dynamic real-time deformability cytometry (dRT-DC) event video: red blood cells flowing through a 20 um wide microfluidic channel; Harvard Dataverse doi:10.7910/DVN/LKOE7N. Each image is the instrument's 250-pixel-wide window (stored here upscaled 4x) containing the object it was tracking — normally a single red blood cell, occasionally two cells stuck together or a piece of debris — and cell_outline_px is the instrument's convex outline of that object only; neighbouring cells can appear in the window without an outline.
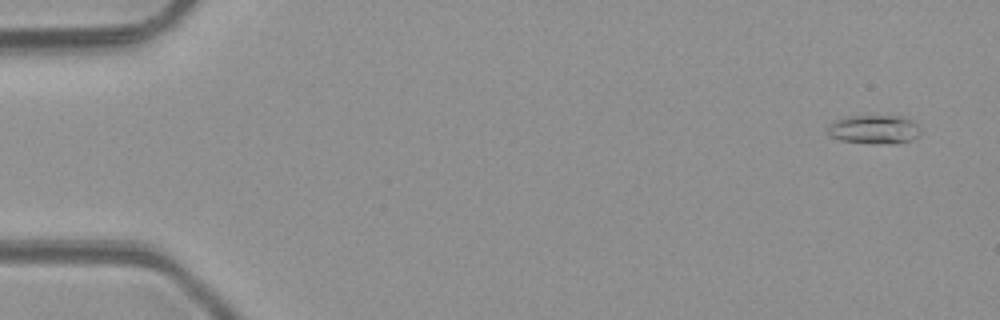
{"species": "common noctule bat (a hibernating species)", "species_latin": "Nyctalus noctula", "temperature_condition": "room temperature", "stored_images_in_passage": 7, "camera_frame_rate_fps": 3000, "um_per_image_px": 0.085, "animal": {"sex": "male", "body_mass_g": 23.1, "forearm_length_mm": 52.7}, "frame": {"image": 1, "passage_image": 1, "time_ms": 0.0, "image_size_px": [1000, 320], "cell_outline_px": [[920, 136], [912, 140], [892, 144], [840, 140], [828, 136], [828, 128], [836, 120], [844, 116], [900, 116], [916, 124], [920, 132]], "centroid_in_image_um": [74.3, 11.0], "position_along_channel_um": 10.7, "area_um2": 15.32}}
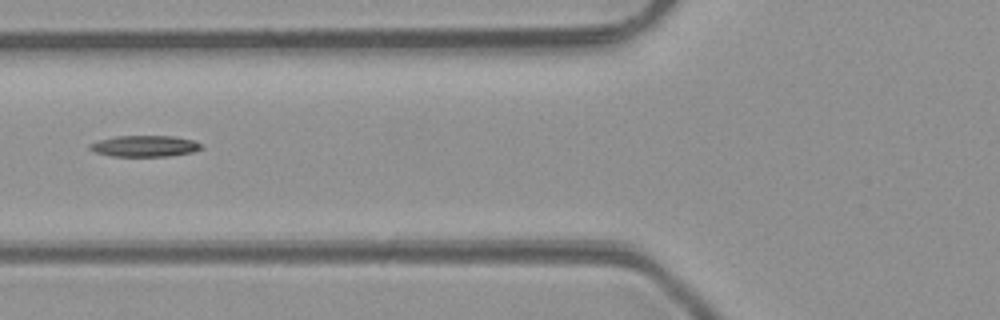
{"frame": {"image": 2, "passage_image": 5, "time_ms": 5.667, "image_size_px": [1000, 320], "cell_outline_px": [[204, 148], [192, 152], [168, 156], [112, 156], [96, 152], [88, 148], [88, 144], [100, 140], [116, 136], [172, 136], [192, 140], [200, 144]], "centroid_in_image_um": [12.29, 12.42], "position_along_channel_um": 113.5, "area_um2": 13.64}}
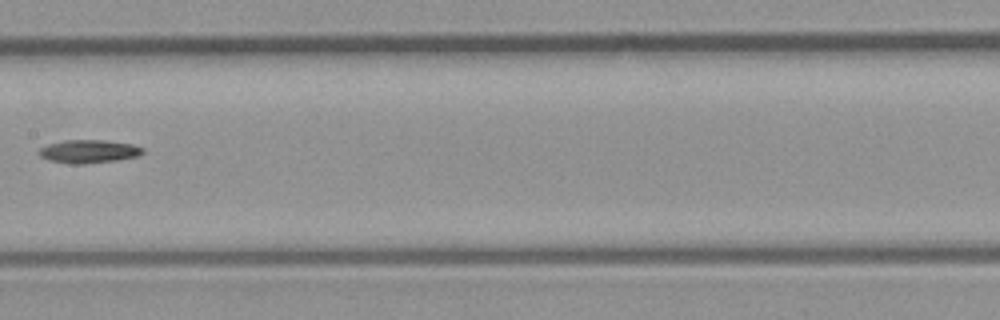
{"frame": {"image": 3, "passage_image": 7, "time_ms": 7.667, "image_size_px": [1000, 320], "cell_outline_px": [[144, 152], [140, 156], [116, 160], [84, 164], [72, 164], [48, 160], [40, 156], [40, 148], [48, 144], [68, 140], [104, 140], [132, 144], [144, 148]], "centroid_in_image_um": [7.58, 12.87], "position_along_channel_um": 199.8, "area_um2": 13.99}}